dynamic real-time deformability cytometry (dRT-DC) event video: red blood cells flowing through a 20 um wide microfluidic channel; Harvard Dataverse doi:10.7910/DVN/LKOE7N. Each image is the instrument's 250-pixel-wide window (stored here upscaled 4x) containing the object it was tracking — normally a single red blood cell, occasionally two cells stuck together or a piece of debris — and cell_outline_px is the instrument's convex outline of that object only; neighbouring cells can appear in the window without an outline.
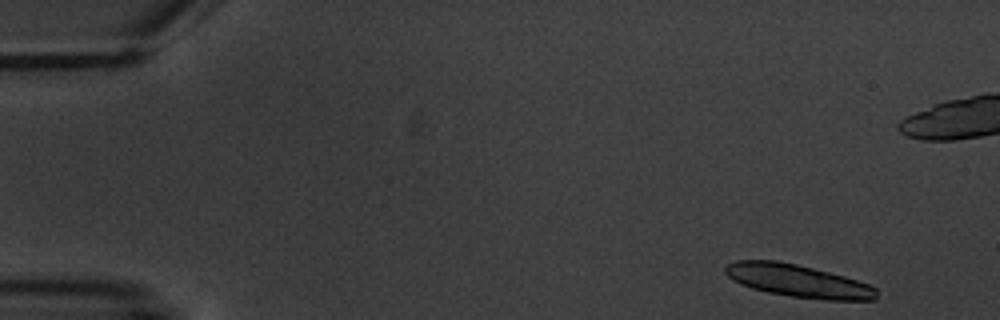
{"species": "common noctule bat (a hibernating species)", "species_latin": "Nyctalus noctula", "temperature_condition": "warm", "stored_images_in_passage": 8, "camera_frame_rate_fps": 3000, "um_per_image_px": 0.085, "animal": {"sex": "male", "body_mass_g": 20.1, "forearm_length_mm": 53.5}, "frame": {"image": 1, "passage_image": 1, "time_ms": 0.0, "image_size_px": [1000, 320], "cell_outline_px": [[876, 300], [828, 300], [792, 296], [768, 292], [752, 288], [740, 284], [732, 280], [724, 272], [724, 268], [728, 264], [736, 260], [776, 260], [796, 264], [844, 276], [868, 284], [876, 288]], "centroid_in_image_um": [67.8, 23.87], "position_along_channel_um": 17.2, "area_um2": 28.55}}